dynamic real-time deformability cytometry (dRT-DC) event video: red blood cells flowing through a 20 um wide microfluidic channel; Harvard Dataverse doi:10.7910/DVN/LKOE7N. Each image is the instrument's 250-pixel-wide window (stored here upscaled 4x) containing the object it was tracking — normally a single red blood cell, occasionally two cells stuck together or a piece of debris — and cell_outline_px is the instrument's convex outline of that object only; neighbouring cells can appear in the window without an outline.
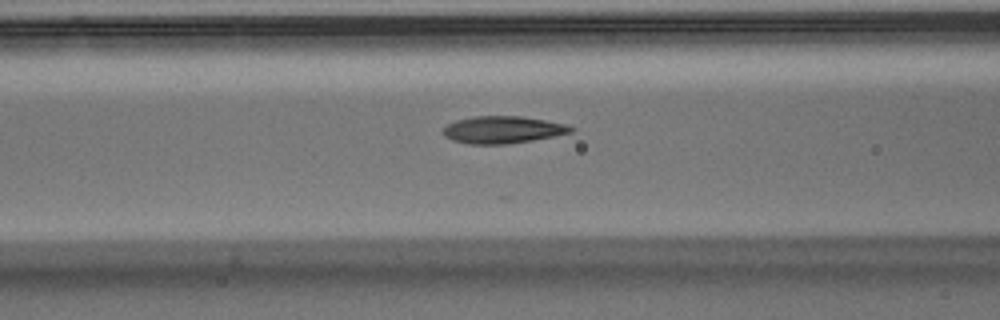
{"species": "Egyptian fruit bat (a non-hibernating species)", "species_latin": "Rousettus aegyptiacus", "temperature_condition": "warm", "stored_images_in_passage": 13, "camera_frame_rate_fps": 3000, "um_per_image_px": 0.085, "animal": {"sex": "male"}, "frame": {"image": 1, "passage_image": 6, "time_ms": 1.667, "image_size_px": [1000, 320], "cell_outline_px": [[576, 128], [572, 132], [532, 140], [504, 144], [468, 144], [452, 140], [444, 136], [444, 128], [448, 124], [456, 120], [472, 116], [520, 116], [568, 124]], "centroid_in_image_um": [42.73, 11.02], "position_along_channel_um": 123.9, "area_um2": 20.17}}
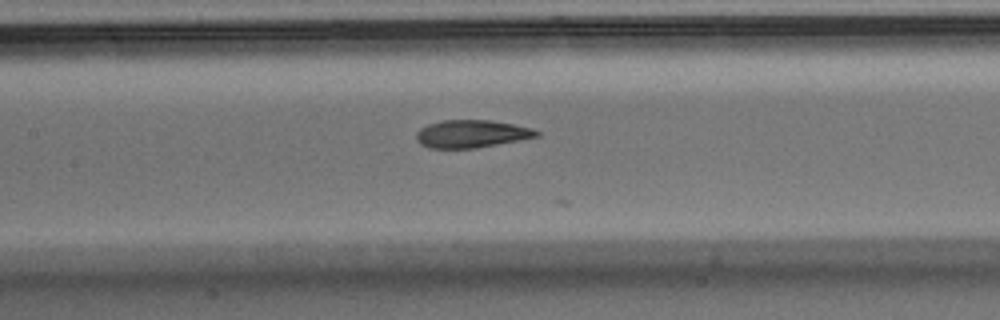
{"frame": {"image": 2, "passage_image": 9, "time_ms": 2.667, "image_size_px": [1000, 320], "cell_outline_px": [[540, 136], [520, 140], [476, 148], [428, 148], [420, 144], [416, 140], [416, 132], [420, 128], [428, 124], [440, 120], [488, 120], [512, 124], [532, 128], [540, 132]], "centroid_in_image_um": [40.06, 11.38], "position_along_channel_um": 167.3, "area_um2": 19.48}}
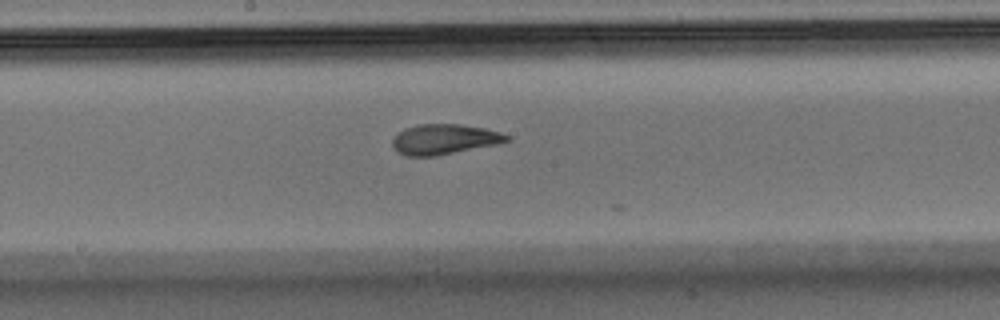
{"frame": {"image": 3, "passage_image": 12, "time_ms": 3.667, "image_size_px": [1000, 320], "cell_outline_px": [[512, 140], [496, 144], [436, 156], [408, 156], [396, 152], [392, 144], [392, 140], [404, 128], [420, 124], [460, 124], [484, 128], [500, 132], [512, 136]], "centroid_in_image_um": [37.78, 11.84], "position_along_channel_um": 210.4, "area_um2": 20.11}}